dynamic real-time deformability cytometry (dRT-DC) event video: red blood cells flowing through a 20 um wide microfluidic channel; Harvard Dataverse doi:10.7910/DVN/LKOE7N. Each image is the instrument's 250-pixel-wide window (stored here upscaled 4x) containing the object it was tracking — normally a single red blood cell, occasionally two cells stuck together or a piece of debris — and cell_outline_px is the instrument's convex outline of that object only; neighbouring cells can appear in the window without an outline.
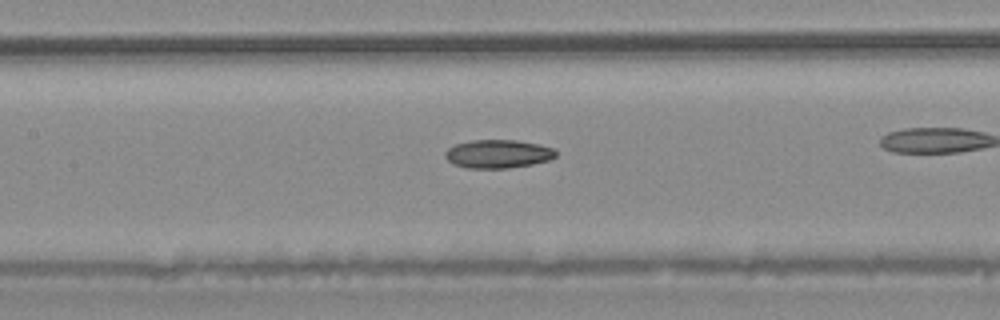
{"species": "common noctule bat (a hibernating species)", "species_latin": "Nyctalus noctula", "temperature_condition": "warm", "stored_images_in_passage": 26, "camera_frame_rate_fps": 3000, "um_per_image_px": 0.085, "animal": {"sex": "male", "body_mass_g": 20.4}, "frame": {"image": 1, "passage_image": 5, "time_ms": 1.333, "image_size_px": [1000, 320], "cell_outline_px": [[556, 156], [548, 160], [532, 164], [508, 168], [468, 168], [456, 164], [448, 160], [444, 156], [444, 152], [448, 148], [456, 144], [472, 140], [516, 140], [540, 144], [552, 148], [556, 152]], "centroid_in_image_um": [42.33, 13.07], "position_along_channel_um": 165.1, "area_um2": 18.21}}